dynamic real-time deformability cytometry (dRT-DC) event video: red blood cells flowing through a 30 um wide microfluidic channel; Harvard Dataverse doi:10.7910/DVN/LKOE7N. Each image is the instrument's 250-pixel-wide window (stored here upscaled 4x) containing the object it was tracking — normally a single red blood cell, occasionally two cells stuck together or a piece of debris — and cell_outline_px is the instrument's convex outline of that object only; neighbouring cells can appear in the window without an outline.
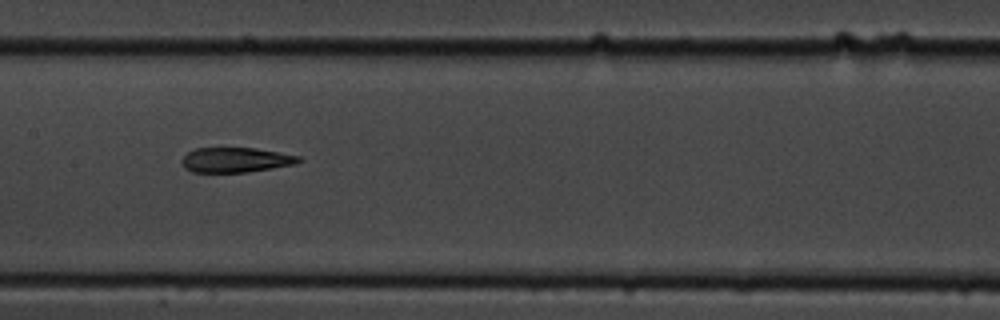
{"species": "common noctule bat (a hibernating species)", "species_latin": "Nyctalus noctula", "temperature_condition": "cold", "stored_images_in_passage": 10, "camera_frame_rate_fps": 3000, "um_per_image_px": 0.085, "animal": {"sex": "male", "body_mass_g": 19.5, "forearm_length_mm": 54.6}, "frame": {"image": 1, "passage_image": 9, "time_ms": 9.0, "image_size_px": [1000, 320], "cell_outline_px": [[304, 160], [296, 164], [248, 172], [192, 172], [184, 168], [180, 160], [188, 152], [196, 148], [256, 148], [280, 152], [300, 156]], "centroid_in_image_um": [20.06, 13.59], "position_along_channel_um": 187.3, "area_um2": 17.11}}
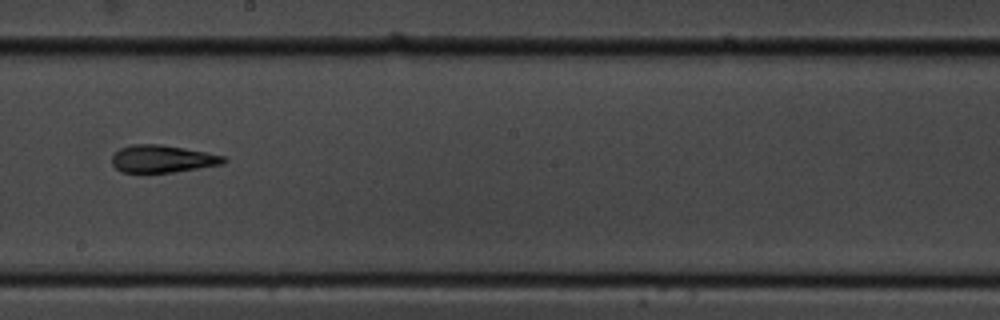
{"frame": {"image": 2, "passage_image": 10, "time_ms": 10.333, "image_size_px": [1000, 320], "cell_outline_px": [[228, 160], [224, 164], [172, 172], [120, 172], [112, 164], [112, 156], [120, 148], [132, 144], [160, 144], [184, 148], [228, 156]], "centroid_in_image_um": [13.84, 13.49], "position_along_channel_um": 234.4, "area_um2": 17.92}}